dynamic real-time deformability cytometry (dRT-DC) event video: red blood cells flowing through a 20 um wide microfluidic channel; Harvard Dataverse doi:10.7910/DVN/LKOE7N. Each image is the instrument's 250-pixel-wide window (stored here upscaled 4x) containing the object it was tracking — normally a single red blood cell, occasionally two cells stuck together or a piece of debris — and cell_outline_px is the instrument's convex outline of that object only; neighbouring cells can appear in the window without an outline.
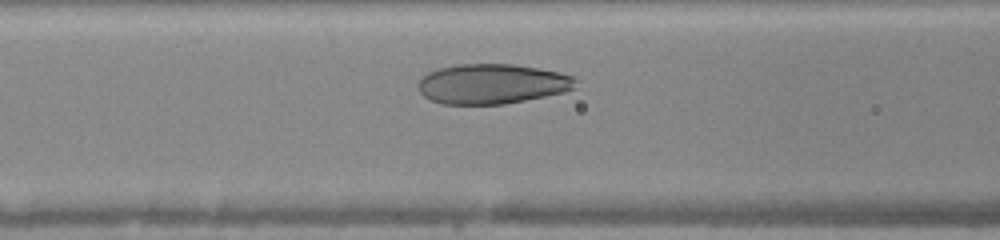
{"species": "human", "species_latin": "Homo sapiens", "temperature_condition": "warm", "stored_images_in_passage": 31, "camera_frame_rate_fps": 3000, "um_per_image_px": 0.085, "donor": {"sex": "female"}, "frame": {"image": 1, "passage_image": 10, "time_ms": 3.0, "image_size_px": [1000, 240], "cell_outline_px": [[576, 88], [564, 92], [504, 104], [444, 104], [432, 100], [424, 96], [420, 92], [416, 84], [428, 72], [440, 68], [460, 64], [512, 64], [560, 72], [572, 76], [576, 80]], "centroid_in_image_um": [41.82, 7.13], "position_along_channel_um": 124.8, "area_um2": 36.47}}
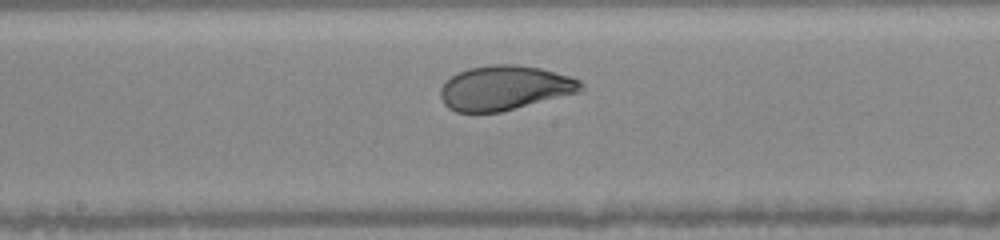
{"frame": {"image": 2, "passage_image": 16, "time_ms": 5.0, "image_size_px": [1000, 240], "cell_outline_px": [[584, 88], [580, 92], [500, 112], [456, 112], [448, 108], [444, 104], [440, 96], [440, 88], [444, 80], [468, 68], [492, 64], [516, 64], [540, 68], [572, 76], [580, 80], [584, 84]], "centroid_in_image_um": [42.9, 7.46], "position_along_channel_um": 205.3, "area_um2": 36.7}}
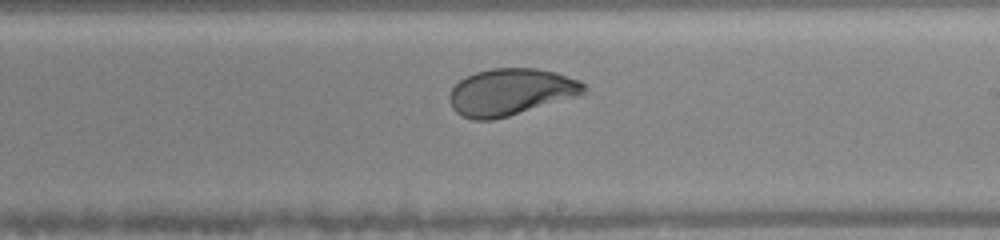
{"frame": {"image": 3, "passage_image": 19, "time_ms": 6.0, "image_size_px": [1000, 240], "cell_outline_px": [[588, 92], [508, 116], [492, 120], [472, 120], [456, 112], [452, 108], [448, 100], [448, 96], [452, 88], [460, 80], [476, 72], [492, 68], [536, 68], [556, 72], [580, 80], [588, 88]], "centroid_in_image_um": [43.4, 7.81], "position_along_channel_um": 245.6, "area_um2": 36.53}, "authors_computed_cell_mechanics": {"area_um2": 36.9342, "velocity_mm_per_s": 4.032, "shape_relaxation_time_tau1_ms": 2.6592, "shape_relaxation_time_tau2_ms": 0.7713, "deformation_change_tau1": 0.1618, "deformation_change_tau2": 0.0468}}